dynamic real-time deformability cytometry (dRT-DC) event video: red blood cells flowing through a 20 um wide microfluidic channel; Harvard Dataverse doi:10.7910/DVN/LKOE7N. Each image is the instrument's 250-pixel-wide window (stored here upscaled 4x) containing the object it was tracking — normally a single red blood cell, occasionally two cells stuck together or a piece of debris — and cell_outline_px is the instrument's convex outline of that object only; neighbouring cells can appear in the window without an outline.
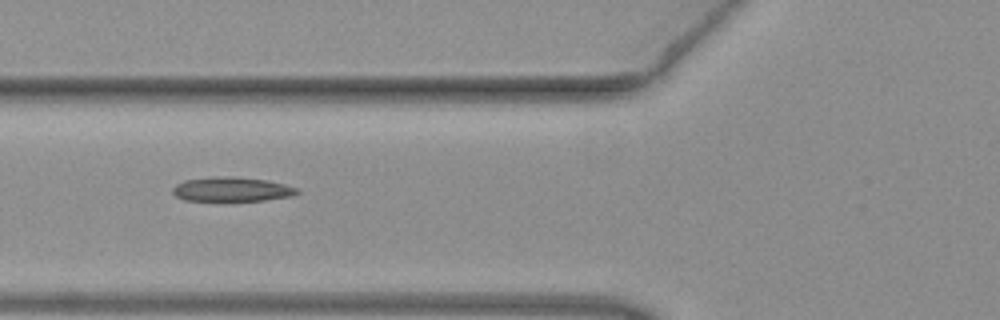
{"species": "common noctule bat (a hibernating species)", "species_latin": "Nyctalus noctula", "temperature_condition": "warm", "stored_images_in_passage": 40, "camera_frame_rate_fps": 3000, "um_per_image_px": 0.085, "animal": {"sex": "female", "body_mass_g": 19.3, "forearm_length_mm": 54.1}, "frame": {"image": 1, "passage_image": 11, "time_ms": 3.333, "image_size_px": [1000, 320], "cell_outline_px": [[300, 192], [292, 196], [264, 200], [184, 200], [176, 196], [172, 192], [172, 188], [176, 184], [184, 180], [216, 176], [232, 176], [268, 180], [284, 184], [296, 188]], "centroid_in_image_um": [19.69, 16.07], "position_along_channel_um": 106.1, "area_um2": 17.57}}
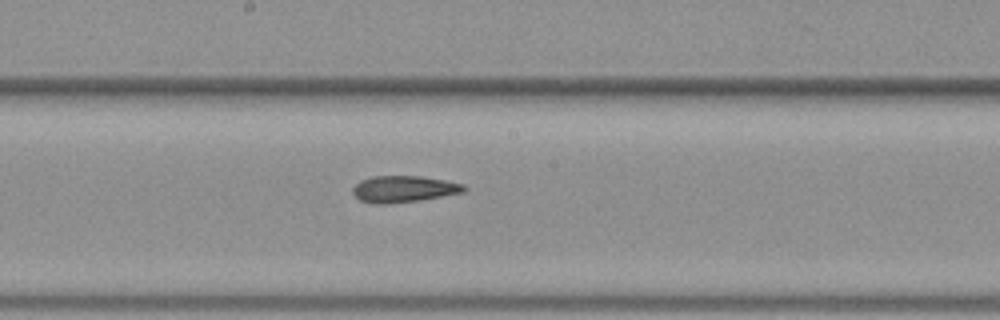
{"frame": {"image": 2, "passage_image": 19, "time_ms": 6.0, "image_size_px": [1000, 320], "cell_outline_px": [[468, 188], [464, 192], [420, 200], [388, 204], [372, 204], [360, 200], [352, 192], [352, 188], [360, 180], [372, 176], [420, 176], [444, 180], [464, 184]], "centroid_in_image_um": [34.3, 16.07], "position_along_channel_um": 213.9, "area_um2": 17.28}}
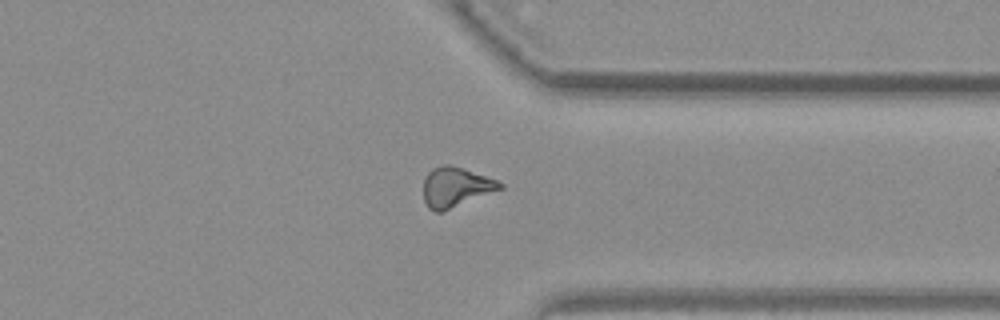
{"frame": {"image": 3, "passage_image": 31, "time_ms": 10.0, "image_size_px": [1000, 320], "cell_outline_px": [[504, 188], [440, 212], [436, 212], [428, 208], [424, 200], [424, 180], [428, 172], [432, 168], [444, 164], [452, 164], [464, 168], [496, 180], [504, 184]], "centroid_in_image_um": [38.73, 15.88], "position_along_channel_um": 372.7, "area_um2": 17.63}}